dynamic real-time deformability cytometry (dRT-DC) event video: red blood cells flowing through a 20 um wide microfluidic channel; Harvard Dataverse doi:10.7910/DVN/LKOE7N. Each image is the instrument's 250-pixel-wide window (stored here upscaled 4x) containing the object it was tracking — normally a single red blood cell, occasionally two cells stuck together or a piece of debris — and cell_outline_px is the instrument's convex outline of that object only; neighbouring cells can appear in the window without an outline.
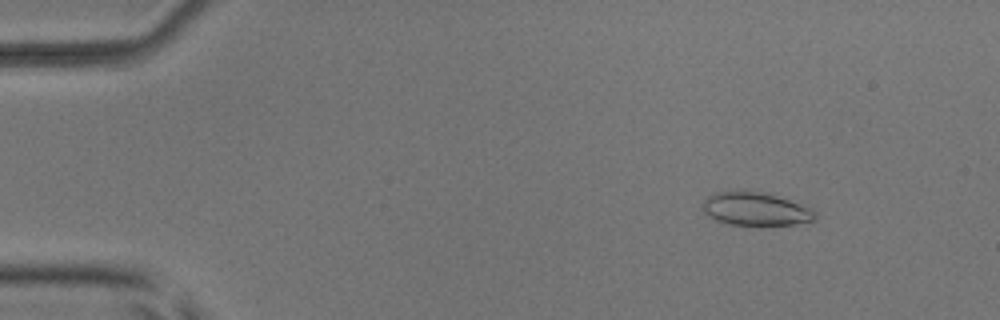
{"species": "common noctule bat (a hibernating species)", "species_latin": "Nyctalus noctula", "temperature_condition": "room temperature", "stored_images_in_passage": 29, "camera_frame_rate_fps": 3000, "um_per_image_px": 0.085, "animal": {"sex": "male", "body_mass_g": 17.9, "forearm_length_mm": 54.2}, "frame": {"image": 1, "passage_image": 6, "time_ms": 1.667, "image_size_px": [1000, 320], "cell_outline_px": [[816, 220], [792, 224], [760, 228], [732, 224], [716, 220], [708, 216], [700, 208], [704, 200], [708, 196], [716, 192], [736, 188], [764, 192], [812, 208], [816, 212]], "centroid_in_image_um": [64.18, 17.77], "position_along_channel_um": 20.8, "area_um2": 22.83}}
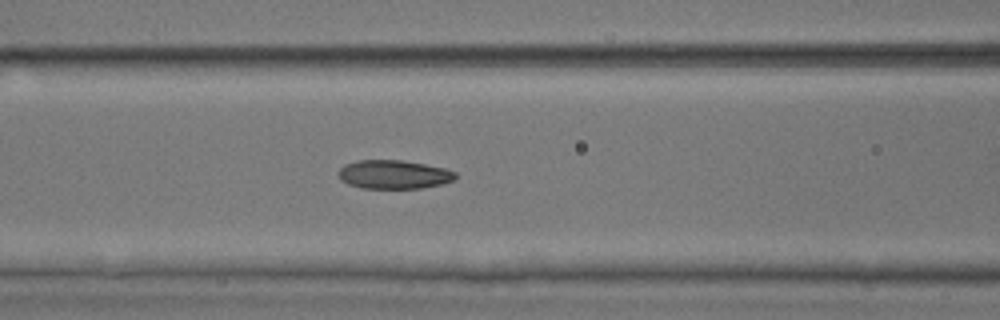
{"frame": {"image": 2, "passage_image": 22, "time_ms": 7.0, "image_size_px": [1000, 320], "cell_outline_px": [[456, 176], [452, 180], [440, 184], [420, 188], [360, 188], [348, 184], [340, 180], [336, 172], [344, 164], [356, 160], [400, 160], [424, 164], [444, 168], [456, 172]], "centroid_in_image_um": [33.39, 14.82], "position_along_channel_um": 133.2, "area_um2": 19.59}}
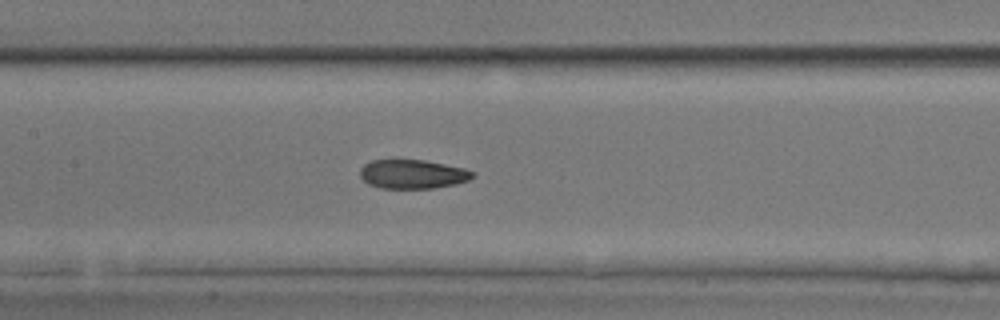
{"frame": {"image": 3, "passage_image": 25, "time_ms": 8.0, "image_size_px": [1000, 320], "cell_outline_px": [[476, 176], [468, 180], [456, 184], [432, 188], [380, 188], [368, 184], [360, 176], [360, 168], [364, 164], [372, 160], [392, 156], [396, 156], [424, 160], [464, 168], [476, 172]], "centroid_in_image_um": [35.03, 14.75], "position_along_channel_um": 172.4, "area_um2": 19.88}}